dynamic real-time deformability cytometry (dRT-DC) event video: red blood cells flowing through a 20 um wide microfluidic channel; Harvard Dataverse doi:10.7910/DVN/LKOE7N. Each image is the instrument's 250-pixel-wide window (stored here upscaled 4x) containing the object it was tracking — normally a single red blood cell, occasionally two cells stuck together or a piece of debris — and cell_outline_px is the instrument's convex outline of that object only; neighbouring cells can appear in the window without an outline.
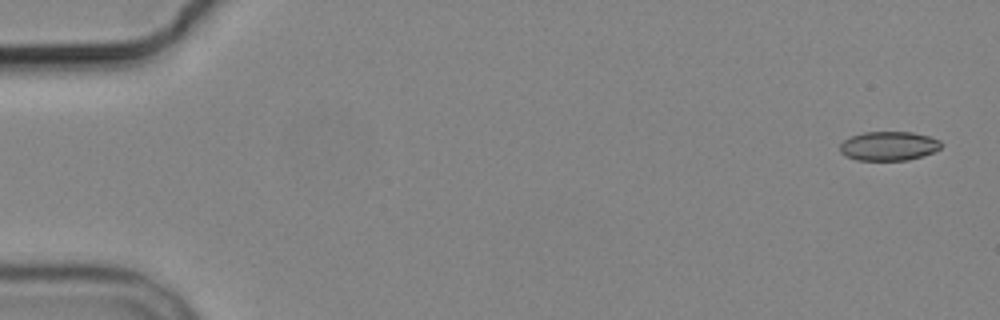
{"species": "common noctule bat (a hibernating species)", "species_latin": "Nyctalus noctula", "temperature_condition": "cold", "stored_images_in_passage": 5, "camera_frame_rate_fps": 3000, "um_per_image_px": 0.085, "animal": {"sex": "male", "body_mass_g": 19.2, "forearm_length_mm": 51.8}, "frame": {"image": 1, "passage_image": 1, "time_ms": 0.0, "image_size_px": [1000, 320], "cell_outline_px": [[944, 144], [940, 148], [932, 152], [908, 160], [856, 160], [844, 156], [840, 152], [840, 144], [844, 140], [852, 136], [864, 132], [912, 132], [928, 136], [940, 140]], "centroid_in_image_um": [75.53, 12.41], "position_along_channel_um": 9.5, "area_um2": 17.17}}
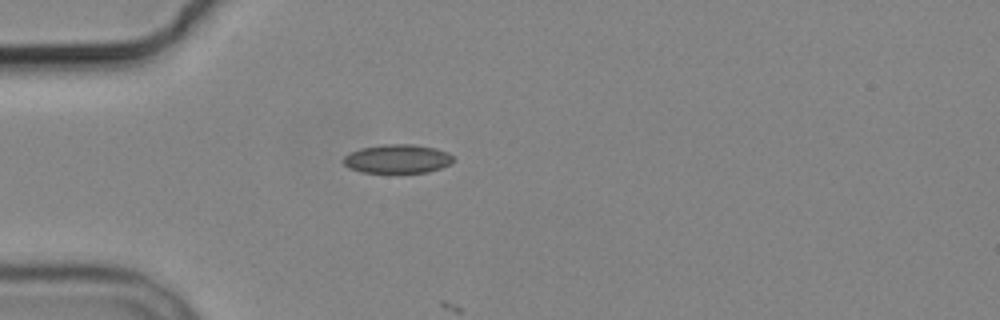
{"frame": {"image": 2, "passage_image": 5, "time_ms": 4.667, "image_size_px": [1000, 320], "cell_outline_px": [[456, 160], [440, 168], [428, 172], [364, 172], [348, 168], [340, 160], [348, 152], [360, 148], [384, 144], [412, 144], [436, 148], [448, 152]], "centroid_in_image_um": [33.75, 13.49], "position_along_channel_um": 51.3, "area_um2": 18.55}}